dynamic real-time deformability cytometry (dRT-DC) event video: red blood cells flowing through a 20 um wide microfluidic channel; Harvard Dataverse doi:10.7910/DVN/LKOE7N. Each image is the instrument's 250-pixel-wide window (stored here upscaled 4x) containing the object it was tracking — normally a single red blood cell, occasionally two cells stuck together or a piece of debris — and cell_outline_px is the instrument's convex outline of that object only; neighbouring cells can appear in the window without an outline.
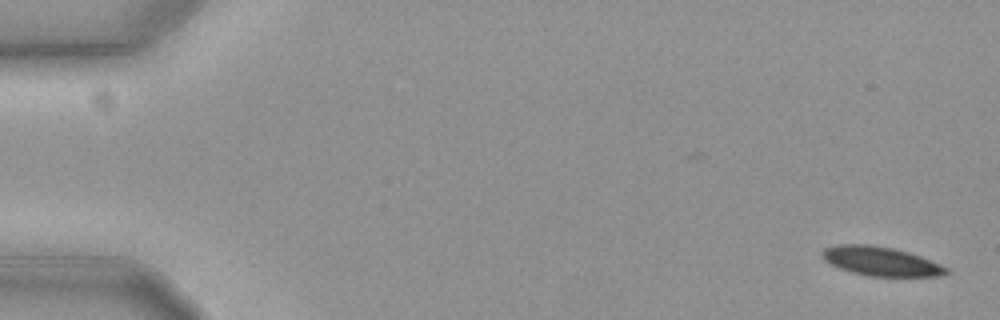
{"species": "common noctule bat (a hibernating species)", "species_latin": "Nyctalus noctula", "temperature_condition": "cold", "stored_images_in_passage": 57, "camera_frame_rate_fps": 3000, "um_per_image_px": 0.085, "animal": {"sex": "female", "body_mass_g": 19.3, "forearm_length_mm": 54.1}, "frame": {"image": 1, "passage_image": 1, "time_ms": 0.0, "image_size_px": [1000, 320], "cell_outline_px": [[952, 272], [944, 276], [868, 276], [852, 272], [840, 268], [824, 260], [820, 256], [820, 252], [824, 248], [840, 244], [868, 244], [892, 248], [908, 252], [920, 256], [940, 264], [948, 268]], "centroid_in_image_um": [74.88, 22.21], "position_along_channel_um": 10.1, "area_um2": 21.1}}
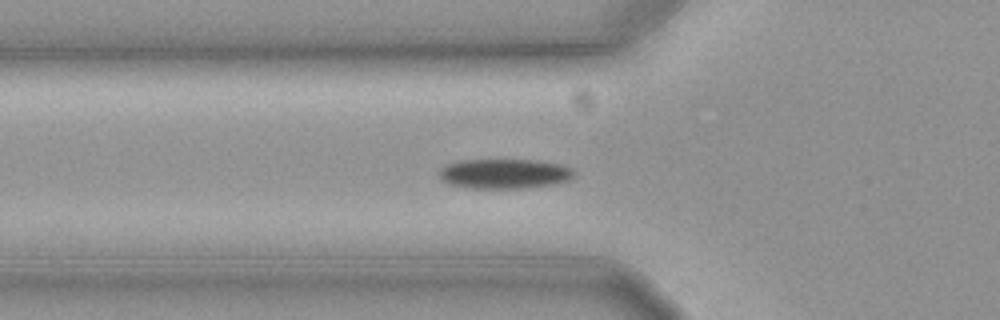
{"frame": {"image": 2, "passage_image": 20, "time_ms": 6.333, "image_size_px": [1000, 320], "cell_outline_px": [[576, 176], [568, 180], [556, 184], [524, 188], [468, 188], [448, 184], [440, 176], [440, 168], [448, 164], [460, 160], [536, 160], [564, 164], [572, 168], [576, 172]], "centroid_in_image_um": [42.95, 14.76], "position_along_channel_um": 82.9, "area_um2": 23.64}}
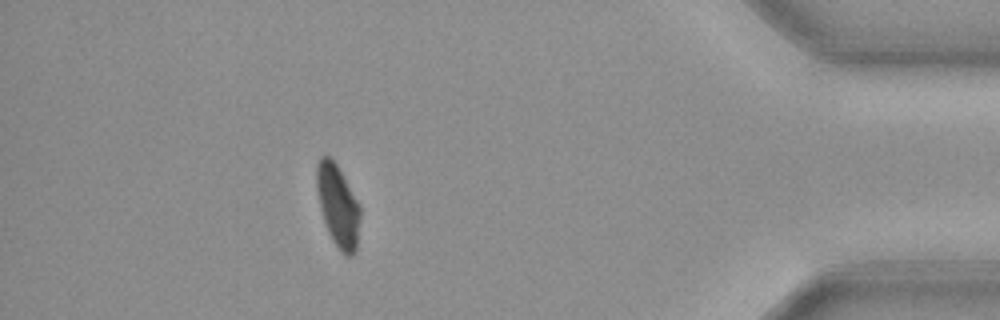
{"frame": {"image": 3, "passage_image": 51, "time_ms": 16.667, "image_size_px": [1000, 320], "cell_outline_px": [[360, 216], [356, 252], [352, 256], [344, 256], [340, 252], [332, 240], [328, 232], [320, 208], [316, 188], [316, 164], [320, 156], [328, 156], [336, 164], [360, 204]], "centroid_in_image_um": [28.72, 17.52], "position_along_channel_um": 406.5, "area_um2": 20.92}, "authors_computed_cell_mechanics": {"area_um2": 22.542, "velocity_mm_per_s": 3.6245, "shape_relaxation_time_tau1_ms": 5.4545, "shape_relaxation_time_tau2_ms": null, "deformation_change_tau1": 0.118, "deformation_change_tau2": null}}